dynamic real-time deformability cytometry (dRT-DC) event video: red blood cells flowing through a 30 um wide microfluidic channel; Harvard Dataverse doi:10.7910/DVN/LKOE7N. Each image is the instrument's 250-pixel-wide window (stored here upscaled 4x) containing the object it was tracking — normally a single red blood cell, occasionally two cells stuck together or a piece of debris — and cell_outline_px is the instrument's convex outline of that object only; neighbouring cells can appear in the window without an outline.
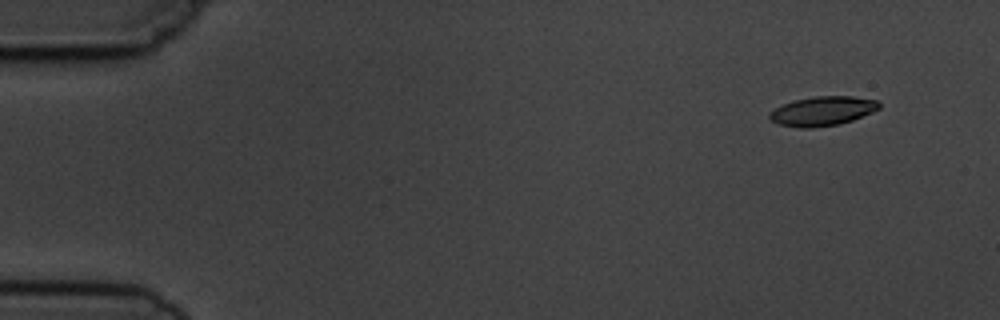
{"species": "common noctule bat (a hibernating species)", "species_latin": "Nyctalus noctula", "temperature_condition": "cold", "stored_images_in_passage": 5, "camera_frame_rate_fps": 3000, "um_per_image_px": 0.085, "animal": {"sex": "male", "body_mass_g": 19.5, "forearm_length_mm": 54.6}, "frame": {"image": 1, "passage_image": 1, "time_ms": 0.0, "image_size_px": [1000, 320], "cell_outline_px": [[880, 108], [872, 112], [852, 120], [840, 124], [812, 128], [796, 128], [780, 124], [772, 120], [768, 116], [776, 108], [792, 100], [812, 96], [852, 96], [876, 100], [880, 104]], "centroid_in_image_um": [69.92, 9.44], "position_along_channel_um": 15.1, "area_um2": 18.67}}
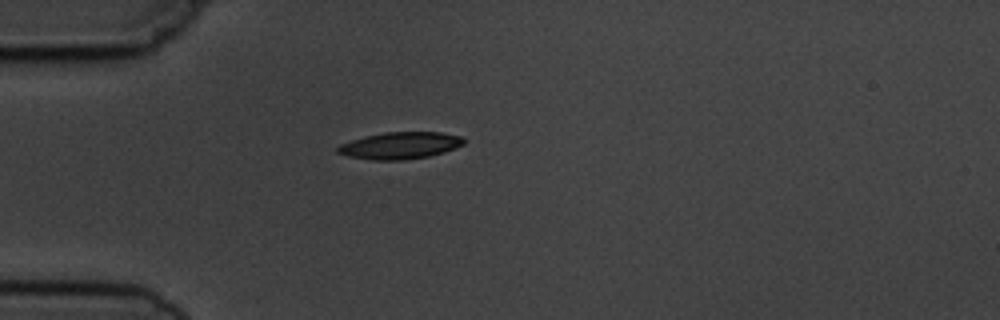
{"frame": {"image": 2, "passage_image": 4, "time_ms": 3.667, "image_size_px": [1000, 320], "cell_outline_px": [[464, 144], [456, 148], [444, 152], [428, 156], [404, 160], [372, 160], [348, 156], [336, 152], [336, 148], [340, 144], [364, 136], [384, 132], [440, 132], [460, 136], [464, 140]], "centroid_in_image_um": [33.99, 12.37], "position_along_channel_um": 51.0, "area_um2": 19.77}}